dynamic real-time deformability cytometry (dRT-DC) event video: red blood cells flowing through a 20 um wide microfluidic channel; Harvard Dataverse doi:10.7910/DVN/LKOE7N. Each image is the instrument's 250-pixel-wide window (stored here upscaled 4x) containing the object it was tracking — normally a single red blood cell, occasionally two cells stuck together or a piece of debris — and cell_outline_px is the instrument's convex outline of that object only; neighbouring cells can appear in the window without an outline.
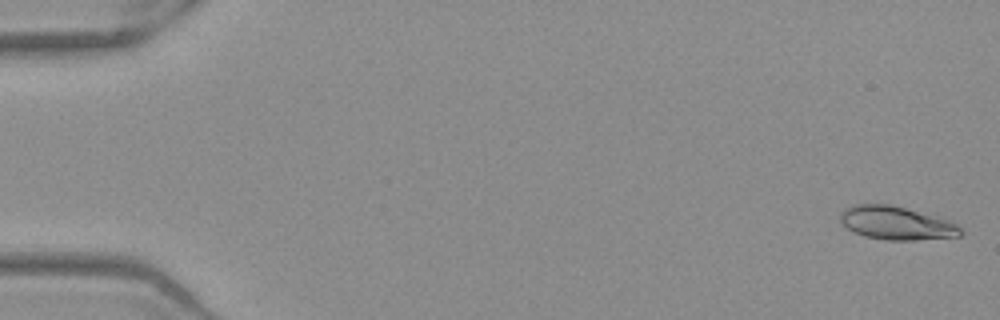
{"species": "Egyptian fruit bat (a non-hibernating species)", "species_latin": "Rousettus aegyptiacus", "temperature_condition": "warm", "stored_images_in_passage": 53, "camera_frame_rate_fps": 3000, "um_per_image_px": 0.085, "frame": {"image": 1, "passage_image": 2, "time_ms": 0.333, "image_size_px": [1000, 320], "cell_outline_px": [[964, 232], [960, 236], [916, 240], [888, 240], [864, 236], [848, 228], [840, 220], [840, 212], [856, 204], [888, 204], [944, 216], [956, 224]], "centroid_in_image_um": [76.28, 18.95], "position_along_channel_um": 8.7, "area_um2": 23.58}}
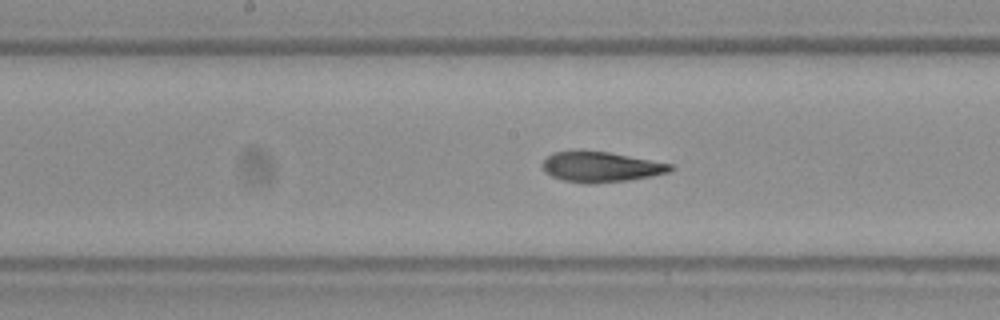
{"frame": {"image": 2, "passage_image": 28, "time_ms": 9.0, "image_size_px": [1000, 320], "cell_outline_px": [[676, 168], [672, 172], [652, 176], [628, 180], [592, 184], [584, 184], [564, 180], [552, 176], [544, 172], [540, 164], [552, 152], [608, 152], [672, 164]], "centroid_in_image_um": [51.1, 14.21], "position_along_channel_um": 197.1, "area_um2": 22.48}}
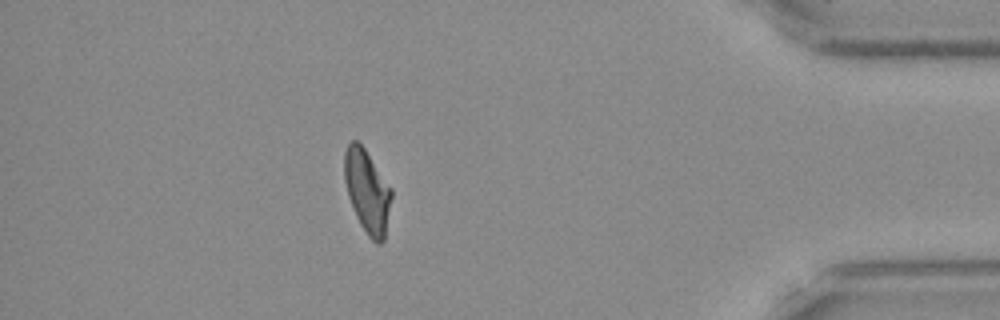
{"frame": {"image": 3, "passage_image": 47, "time_ms": 15.333, "image_size_px": [1000, 320], "cell_outline_px": [[392, 196], [384, 240], [380, 244], [376, 244], [368, 236], [360, 224], [356, 216], [348, 196], [344, 180], [344, 152], [348, 144], [352, 140], [356, 140], [364, 148], [392, 188]], "centroid_in_image_um": [31.21, 16.26], "position_along_channel_um": 404.0, "area_um2": 22.77}, "authors_computed_cell_mechanics": {"area_um2": 22.7732, "velocity_mm_per_s": 3.9369, "shape_relaxation_time_tau1_ms": null, "shape_relaxation_time_tau2_ms": 2.5276, "deformation_change_tau1": null, "deformation_change_tau2": 0.0889}}